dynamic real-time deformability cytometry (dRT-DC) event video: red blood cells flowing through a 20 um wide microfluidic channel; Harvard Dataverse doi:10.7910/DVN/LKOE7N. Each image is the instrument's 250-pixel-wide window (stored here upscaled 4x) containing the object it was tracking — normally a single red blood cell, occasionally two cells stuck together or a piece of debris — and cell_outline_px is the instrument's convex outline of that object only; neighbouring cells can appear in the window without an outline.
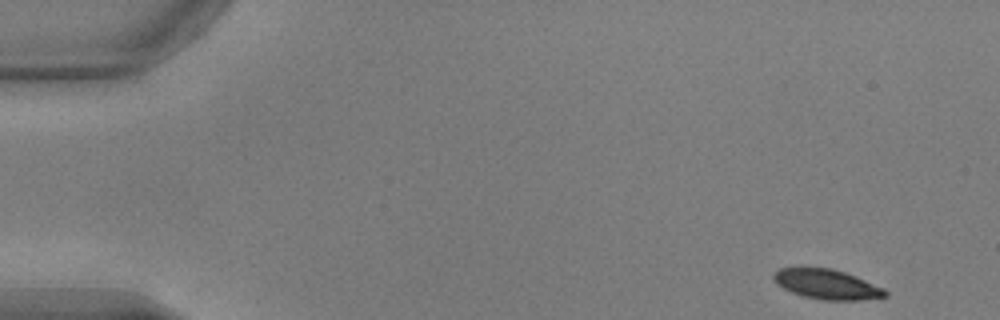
{"species": "common noctule bat (a hibernating species)", "species_latin": "Nyctalus noctula", "temperature_condition": "warm", "stored_images_in_passage": 51, "camera_frame_rate_fps": 3000, "um_per_image_px": 0.085, "animal": {"sex": "male", "body_mass_g": 17.9, "forearm_length_mm": 54.2}, "frame": {"image": 1, "passage_image": 1, "time_ms": 0.0, "image_size_px": [1000, 320], "cell_outline_px": [[888, 296], [860, 300], [824, 300], [804, 296], [792, 292], [776, 284], [772, 276], [780, 268], [800, 264], [832, 268], [856, 276], [884, 288], [888, 292]], "centroid_in_image_um": [70.24, 24.11], "position_along_channel_um": 14.8, "area_um2": 20.0}}
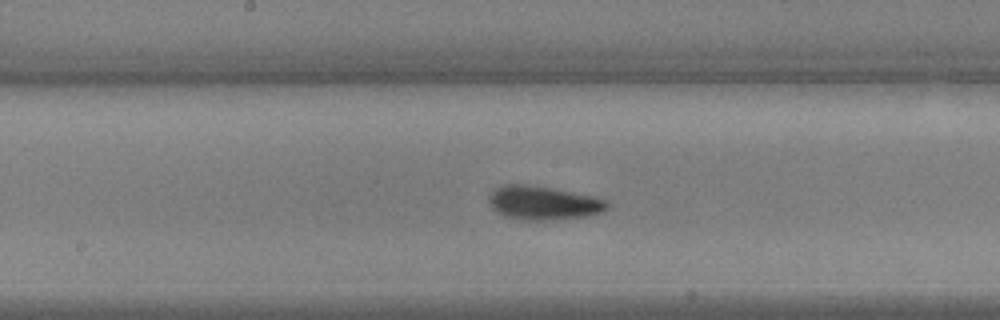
{"frame": {"image": 2, "passage_image": 25, "time_ms": 8.0, "image_size_px": [1000, 320], "cell_outline_px": [[608, 208], [604, 212], [588, 216], [544, 220], [520, 220], [504, 216], [496, 212], [488, 204], [488, 196], [496, 188], [504, 184], [528, 184], [556, 188], [596, 196], [608, 200]], "centroid_in_image_um": [46.2, 17.23], "position_along_channel_um": 202.0, "area_um2": 23.81}}
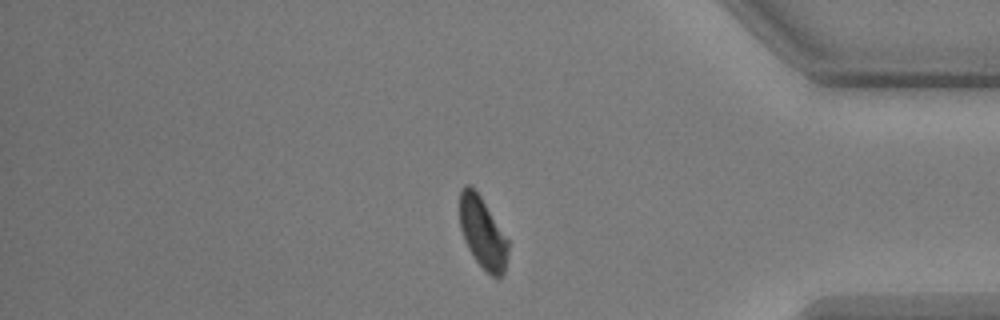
{"frame": {"image": 3, "passage_image": 42, "time_ms": 13.667, "image_size_px": [1000, 320], "cell_outline_px": [[508, 252], [504, 272], [500, 276], [492, 276], [476, 260], [468, 248], [464, 240], [460, 228], [460, 192], [464, 184], [472, 184], [480, 196], [508, 240]], "centroid_in_image_um": [41.0, 19.74], "position_along_channel_um": 394.2, "area_um2": 19.77}, "authors_computed_cell_mechanics": {"area_um2": 21.6172, "velocity_mm_per_s": 3.8205, "shape_relaxation_time_tau1_ms": 2.8772, "shape_relaxation_time_tau2_ms": 3.1525, "deformation_change_tau1": 0.1181, "deformation_change_tau2": 0.0956}}